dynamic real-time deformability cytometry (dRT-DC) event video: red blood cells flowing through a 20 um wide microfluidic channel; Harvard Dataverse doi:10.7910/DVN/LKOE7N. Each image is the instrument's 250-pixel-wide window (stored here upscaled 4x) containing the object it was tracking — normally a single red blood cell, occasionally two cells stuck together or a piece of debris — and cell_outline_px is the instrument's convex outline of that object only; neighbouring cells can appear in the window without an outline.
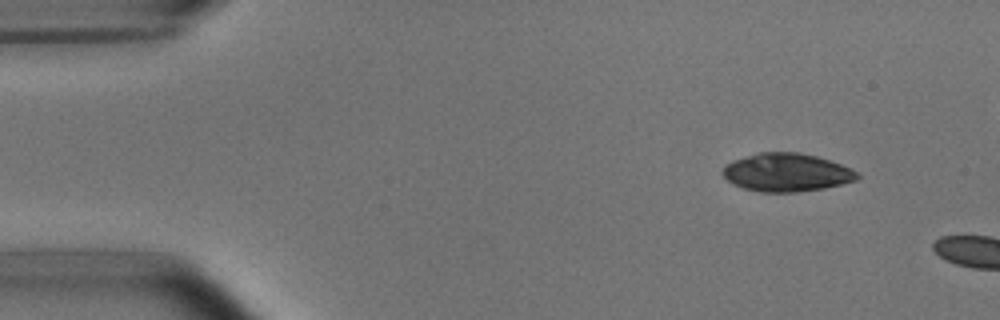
{"species": "common noctule bat (a hibernating species)", "species_latin": "Nyctalus noctula", "temperature_condition": "room temperature", "stored_images_in_passage": 2, "camera_frame_rate_fps": 3000, "um_per_image_px": 0.085, "animal": {"sex": "male", "body_mass_g": 15.6}, "frame": {"image": 1, "passage_image": 1, "time_ms": 0.0, "image_size_px": [1000, 320], "cell_outline_px": [[860, 176], [856, 180], [824, 188], [796, 192], [760, 192], [744, 188], [732, 184], [720, 172], [724, 164], [732, 160], [760, 152], [800, 152], [816, 156], [852, 168]], "centroid_in_image_um": [66.82, 14.65], "position_along_channel_um": 18.2, "area_um2": 30.0}}